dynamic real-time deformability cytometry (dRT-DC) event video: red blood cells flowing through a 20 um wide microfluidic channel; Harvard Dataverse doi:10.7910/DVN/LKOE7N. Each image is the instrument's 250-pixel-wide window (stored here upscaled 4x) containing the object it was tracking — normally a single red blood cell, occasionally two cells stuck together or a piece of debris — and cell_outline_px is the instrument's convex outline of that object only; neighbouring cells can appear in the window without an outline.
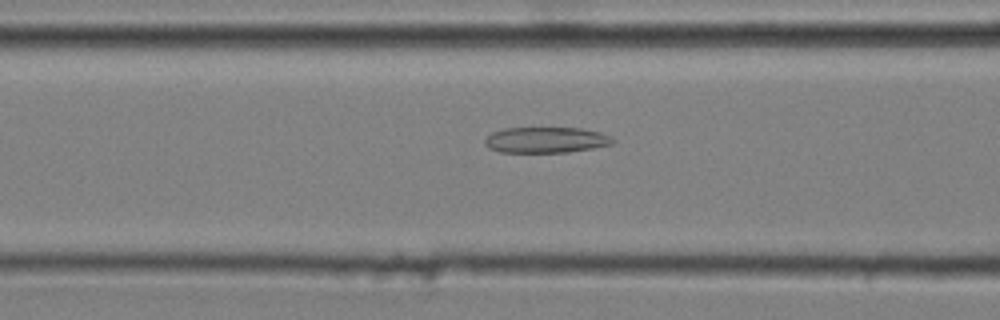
{"species": "common noctule bat (a hibernating species)", "species_latin": "Nyctalus noctula", "temperature_condition": "cold", "stored_images_in_passage": 40, "camera_frame_rate_fps": 3000, "um_per_image_px": 0.085, "animal": {"sex": "male", "body_mass_g": 20.4}, "frame": {"image": 1, "passage_image": 12, "time_ms": 3.667, "image_size_px": [1000, 320], "cell_outline_px": [[612, 144], [592, 148], [568, 152], [500, 152], [488, 148], [484, 144], [484, 140], [492, 132], [504, 128], [580, 128], [600, 132], [608, 136], [612, 140]], "centroid_in_image_um": [46.34, 11.89], "position_along_channel_um": 120.3, "area_um2": 19.07}}
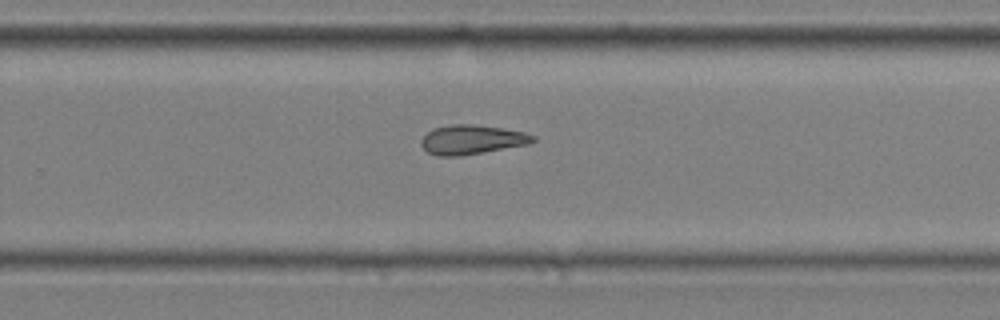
{"frame": {"image": 2, "passage_image": 26, "time_ms": 8.333, "image_size_px": [1000, 320], "cell_outline_px": [[536, 140], [528, 144], [460, 156], [436, 156], [428, 152], [420, 144], [420, 140], [432, 128], [452, 124], [472, 124], [500, 128], [524, 132], [536, 136]], "centroid_in_image_um": [40.08, 11.87], "position_along_channel_um": 289.7, "area_um2": 19.02}}
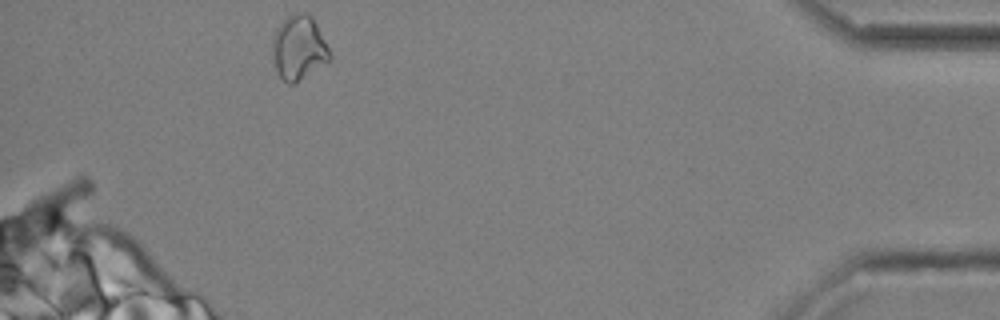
{"frame": {"image": 3, "passage_image": 40, "time_ms": 13.0, "image_size_px": [1000, 320], "cell_outline_px": [[332, 60], [292, 84], [288, 84], [276, 72], [272, 52], [272, 40], [276, 28], [288, 16], [296, 12], [304, 12], [312, 16], [332, 56]], "centroid_in_image_um": [25.39, 4.06], "position_along_channel_um": 409.8, "area_um2": 21.39}}